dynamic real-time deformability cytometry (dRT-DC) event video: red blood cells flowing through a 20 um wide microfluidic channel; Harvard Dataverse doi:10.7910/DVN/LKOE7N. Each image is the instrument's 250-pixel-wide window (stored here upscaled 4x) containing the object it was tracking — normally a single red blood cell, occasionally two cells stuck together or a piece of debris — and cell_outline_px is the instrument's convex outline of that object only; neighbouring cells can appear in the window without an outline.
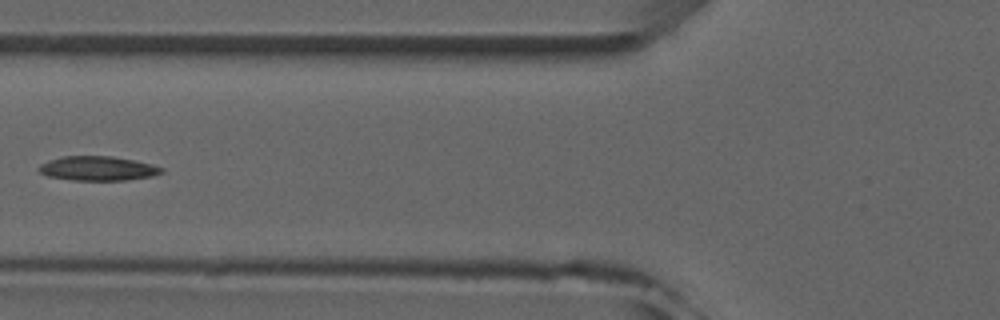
{"species": "common noctule bat (a hibernating species)", "species_latin": "Nyctalus noctula", "temperature_condition": "room temperature", "stored_images_in_passage": 6, "camera_frame_rate_fps": 3000, "um_per_image_px": 0.085, "animal": {"sex": "male", "forearm_length_mm": 52.5}, "frame": {"image": 1, "passage_image": 4, "time_ms": 3.667, "image_size_px": [1000, 320], "cell_outline_px": [[164, 172], [152, 176], [124, 180], [72, 180], [48, 176], [40, 172], [36, 168], [40, 164], [48, 160], [64, 156], [112, 156], [152, 164], [164, 168]], "centroid_in_image_um": [8.29, 14.31], "position_along_channel_um": 117.5, "area_um2": 17.4}}
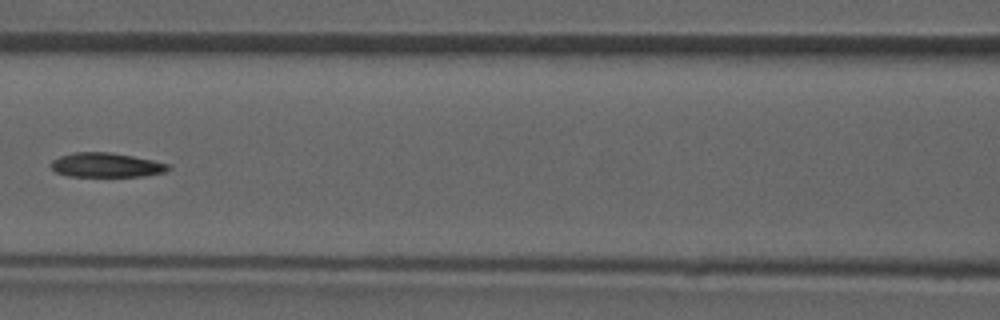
{"frame": {"image": 2, "passage_image": 5, "time_ms": 4.667, "image_size_px": [1000, 320], "cell_outline_px": [[172, 168], [164, 172], [144, 176], [68, 176], [56, 172], [52, 168], [52, 160], [60, 156], [72, 152], [108, 152], [132, 156], [152, 160], [168, 164]], "centroid_in_image_um": [9.02, 14.03], "position_along_channel_um": 157.6, "area_um2": 16.53}}